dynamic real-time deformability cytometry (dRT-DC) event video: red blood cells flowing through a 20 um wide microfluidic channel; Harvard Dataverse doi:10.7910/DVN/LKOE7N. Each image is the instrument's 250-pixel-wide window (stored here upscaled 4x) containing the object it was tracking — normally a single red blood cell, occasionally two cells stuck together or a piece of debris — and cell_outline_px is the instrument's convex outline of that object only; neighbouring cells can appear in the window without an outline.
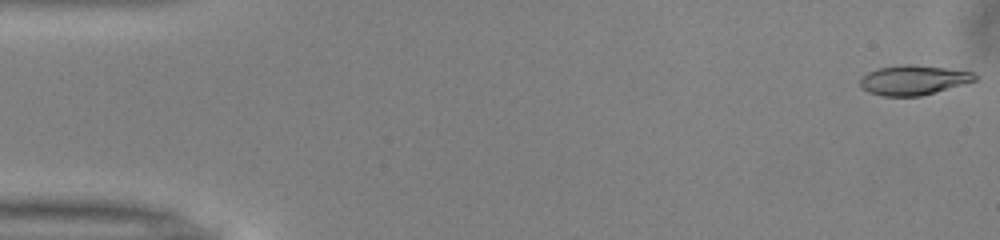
{"species": "common noctule bat (a hibernating species)", "species_latin": "Nyctalus noctula", "temperature_condition": "warm", "stored_images_in_passage": 51, "camera_frame_rate_fps": 3000, "um_per_image_px": 0.085, "animal": {"sex": "male", "body_mass_g": 13.0, "forearm_length_mm": 53.1}, "frame": {"image": 1, "passage_image": 1, "time_ms": 0.0, "image_size_px": [1000, 240], "cell_outline_px": [[980, 76], [976, 80], [964, 84], [920, 96], [884, 96], [868, 92], [860, 84], [860, 80], [868, 72], [876, 68], [904, 64], [908, 64], [944, 68], [972, 72]], "centroid_in_image_um": [77.65, 6.8], "position_along_channel_um": 7.3, "area_um2": 19.65}}
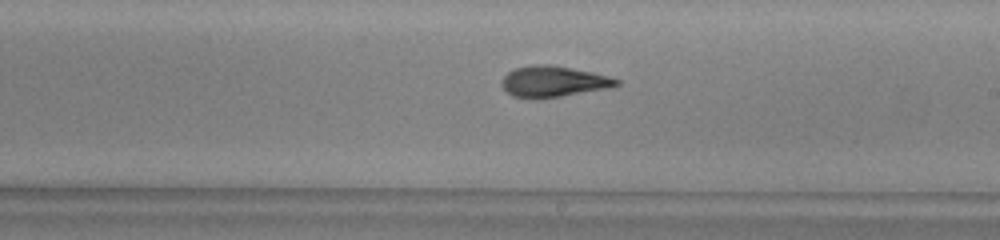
{"frame": {"image": 2, "passage_image": 29, "time_ms": 9.333, "image_size_px": [1000, 240], "cell_outline_px": [[620, 84], [608, 88], [560, 96], [512, 96], [500, 84], [504, 76], [508, 72], [516, 68], [536, 64], [552, 64], [592, 72], [608, 76], [620, 80]], "centroid_in_image_um": [47.06, 6.89], "position_along_channel_um": 241.9, "area_um2": 20.06}}
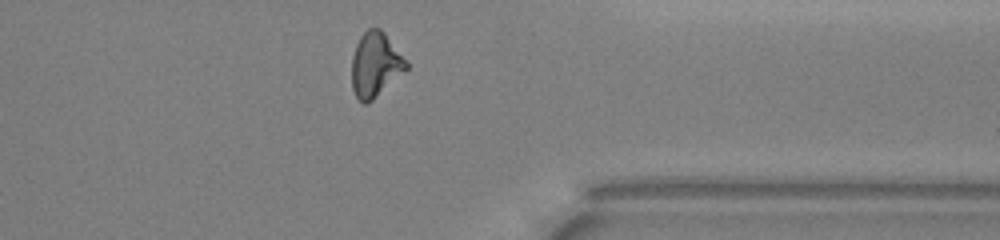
{"frame": {"image": 3, "passage_image": 40, "time_ms": 13.0, "image_size_px": [1000, 240], "cell_outline_px": [[408, 68], [368, 104], [364, 104], [356, 96], [352, 88], [352, 56], [356, 44], [360, 36], [368, 28], [380, 28], [384, 32], [408, 64]], "centroid_in_image_um": [31.88, 5.5], "position_along_channel_um": 379.5, "area_um2": 20.23}, "authors_computed_cell_mechanics": {"area_um2": 20.3456, "velocity_mm_per_s": 4.0363, "shape_relaxation_time_tau1_ms": 4.4513, "shape_relaxation_time_tau2_ms": 2.109, "deformation_change_tau1": 0.1803, "deformation_change_tau2": 0.1064}}